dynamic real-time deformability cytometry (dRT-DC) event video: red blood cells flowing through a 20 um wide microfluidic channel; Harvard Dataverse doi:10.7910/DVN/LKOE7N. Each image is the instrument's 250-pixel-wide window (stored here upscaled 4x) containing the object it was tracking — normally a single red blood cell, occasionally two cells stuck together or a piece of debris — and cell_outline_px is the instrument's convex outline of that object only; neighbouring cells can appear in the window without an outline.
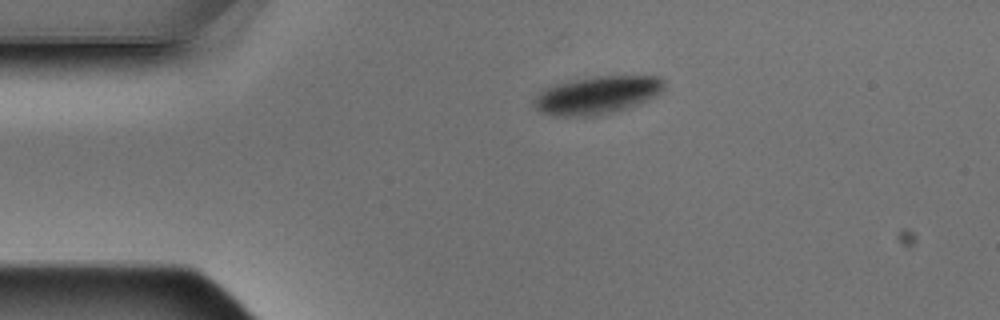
{"species": "Egyptian fruit bat (a non-hibernating species)", "species_latin": "Rousettus aegyptiacus", "temperature_condition": "warm", "stored_images_in_passage": 3, "camera_frame_rate_fps": 3000, "um_per_image_px": 0.085, "animal": {"sex": "male"}, "frame": {"image": 1, "passage_image": 1, "time_ms": 0.0, "image_size_px": [1000, 320], "cell_outline_px": [[664, 88], [656, 96], [636, 104], [624, 108], [592, 116], [556, 116], [540, 112], [536, 108], [532, 100], [540, 88], [548, 84], [596, 76], [660, 76], [664, 80]], "centroid_in_image_um": [50.66, 8.06], "position_along_channel_um": 34.3, "area_um2": 28.84}}
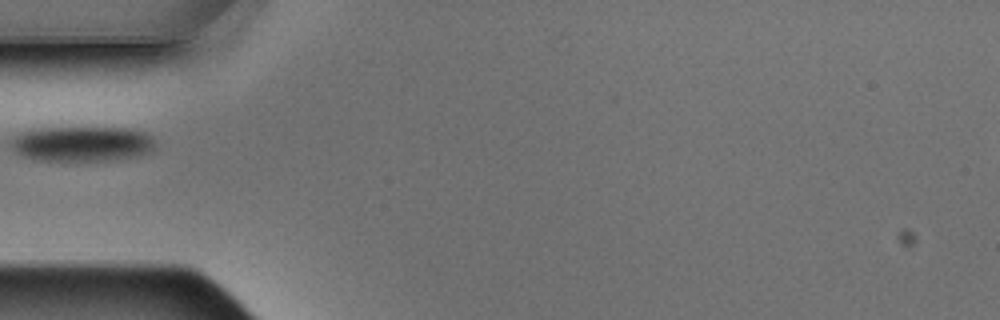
{"frame": {"image": 2, "passage_image": 3, "time_ms": 0.667, "image_size_px": [1000, 320], "cell_outline_px": [[152, 152], [136, 156], [112, 160], [40, 160], [24, 156], [16, 152], [12, 148], [12, 140], [16, 136], [28, 128], [128, 128], [144, 132], [152, 136]], "centroid_in_image_um": [6.97, 12.21], "position_along_channel_um": 78.0, "area_um2": 29.25}}